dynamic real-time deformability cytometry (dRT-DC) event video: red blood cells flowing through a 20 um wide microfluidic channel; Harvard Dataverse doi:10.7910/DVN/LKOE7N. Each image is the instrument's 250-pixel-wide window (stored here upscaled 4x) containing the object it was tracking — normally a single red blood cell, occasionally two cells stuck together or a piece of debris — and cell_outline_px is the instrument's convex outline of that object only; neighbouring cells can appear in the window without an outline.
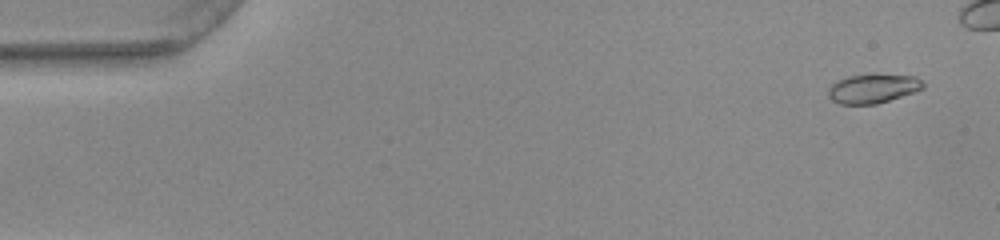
{"species": "common noctule bat (a hibernating species)", "species_latin": "Nyctalus noctula", "temperature_condition": "warm", "stored_images_in_passage": 46, "camera_frame_rate_fps": 3000, "um_per_image_px": 0.085, "animal": {"sex": "female", "body_mass_g": 22.0, "forearm_length_mm": 56.7}, "frame": {"image": 1, "passage_image": 3, "time_ms": 0.667, "image_size_px": [1000, 240], "cell_outline_px": [[924, 88], [916, 92], [876, 104], [840, 104], [832, 100], [828, 96], [828, 88], [836, 80], [848, 76], [872, 72], [876, 72], [916, 76], [924, 84]], "centroid_in_image_um": [74.21, 7.48], "position_along_channel_um": 10.8, "area_um2": 16.76}}
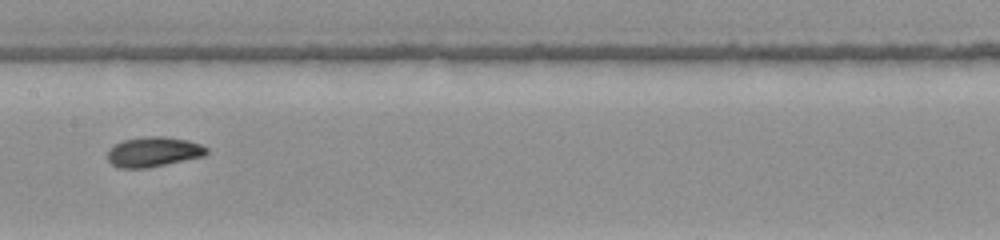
{"frame": {"image": 2, "passage_image": 27, "time_ms": 8.667, "image_size_px": [1000, 240], "cell_outline_px": [[208, 152], [204, 156], [148, 168], [120, 168], [112, 164], [108, 160], [108, 148], [124, 140], [148, 136], [164, 136], [188, 140], [200, 144], [208, 148]], "centroid_in_image_um": [13.05, 12.91], "position_along_channel_um": 194.3, "area_um2": 17.28}}
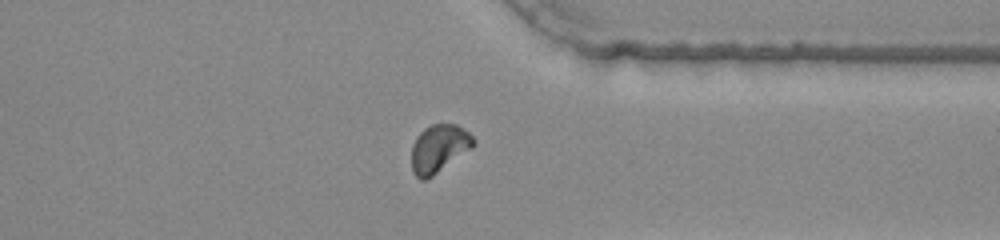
{"frame": {"image": 3, "passage_image": 41, "time_ms": 13.333, "image_size_px": [1000, 240], "cell_outline_px": [[476, 144], [472, 148], [432, 176], [424, 180], [420, 180], [412, 172], [412, 144], [416, 136], [424, 128], [432, 124], [456, 124], [464, 128], [476, 140]], "centroid_in_image_um": [37.31, 12.61], "position_along_channel_um": 374.1, "area_um2": 17.34}}